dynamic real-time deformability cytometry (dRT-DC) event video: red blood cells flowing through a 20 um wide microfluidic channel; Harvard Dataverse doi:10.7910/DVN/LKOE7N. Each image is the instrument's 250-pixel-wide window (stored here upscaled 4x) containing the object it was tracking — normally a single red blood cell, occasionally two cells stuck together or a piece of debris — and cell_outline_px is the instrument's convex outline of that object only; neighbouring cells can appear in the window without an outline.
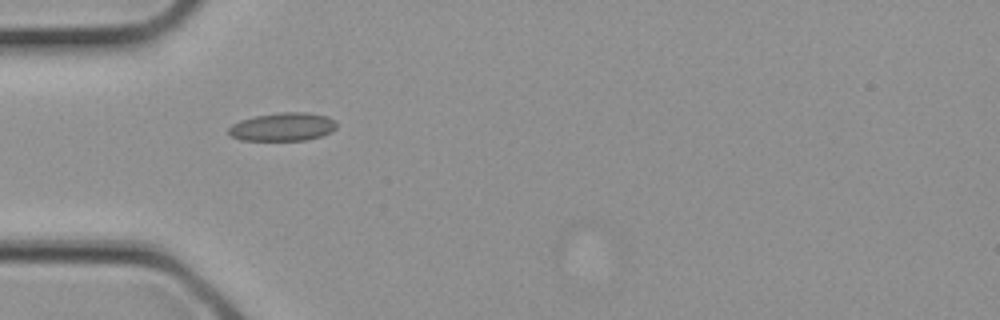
{"species": "common noctule bat (a hibernating species)", "species_latin": "Nyctalus noctula", "temperature_condition": "cold", "stored_images_in_passage": 3, "camera_frame_rate_fps": 3000, "um_per_image_px": 0.085, "animal": {"sex": "female", "body_mass_g": 21.9}, "frame": {"image": 1, "passage_image": 3, "time_ms": 0.667, "image_size_px": [1000, 320], "cell_outline_px": [[336, 128], [332, 132], [320, 136], [304, 140], [240, 140], [232, 136], [228, 132], [228, 128], [232, 124], [240, 120], [256, 116], [280, 112], [308, 112], [328, 116], [336, 124]], "centroid_in_image_um": [24.03, 10.77], "position_along_channel_um": 61.0, "area_um2": 17.74}}